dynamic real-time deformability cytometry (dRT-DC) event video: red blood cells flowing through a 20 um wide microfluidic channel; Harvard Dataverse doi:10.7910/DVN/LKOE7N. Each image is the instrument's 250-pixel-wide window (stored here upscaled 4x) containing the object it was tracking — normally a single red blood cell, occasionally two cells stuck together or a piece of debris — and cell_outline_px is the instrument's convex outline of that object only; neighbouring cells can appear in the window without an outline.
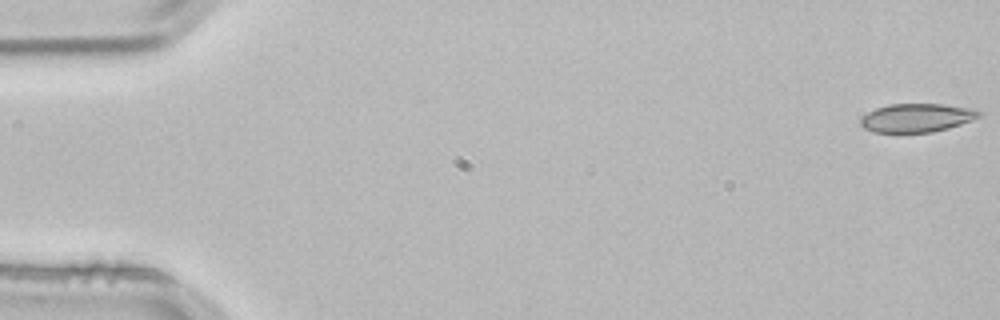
{"species": "common noctule bat (a hibernating species)", "species_latin": "Nyctalus noctula", "temperature_condition": "room temperature", "stored_images_in_passage": 4, "camera_frame_rate_fps": 3000, "um_per_image_px": 0.085, "animal": {"sex": "male", "body_mass_g": 21.5, "forearm_length_mm": 52.0}, "frame": {"image": 1, "passage_image": 1, "time_ms": 0.0, "image_size_px": [1000, 320], "cell_outline_px": [[980, 116], [972, 120], [948, 128], [932, 132], [872, 132], [864, 128], [860, 124], [860, 120], [868, 112], [876, 108], [888, 104], [940, 104], [976, 108], [980, 112]], "centroid_in_image_um": [77.93, 10.01], "position_along_channel_um": 7.1, "area_um2": 19.65}}
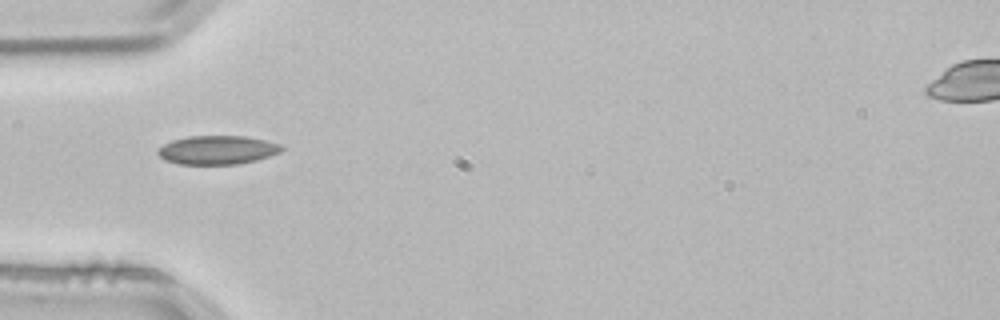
{"frame": {"image": 2, "passage_image": 4, "time_ms": 1.0, "image_size_px": [1000, 320], "cell_outline_px": [[284, 148], [280, 152], [256, 160], [240, 164], [180, 164], [164, 160], [156, 152], [164, 144], [172, 140], [188, 136], [244, 136], [264, 140], [280, 144]], "centroid_in_image_um": [18.46, 12.75], "position_along_channel_um": 66.5, "area_um2": 20.63}}